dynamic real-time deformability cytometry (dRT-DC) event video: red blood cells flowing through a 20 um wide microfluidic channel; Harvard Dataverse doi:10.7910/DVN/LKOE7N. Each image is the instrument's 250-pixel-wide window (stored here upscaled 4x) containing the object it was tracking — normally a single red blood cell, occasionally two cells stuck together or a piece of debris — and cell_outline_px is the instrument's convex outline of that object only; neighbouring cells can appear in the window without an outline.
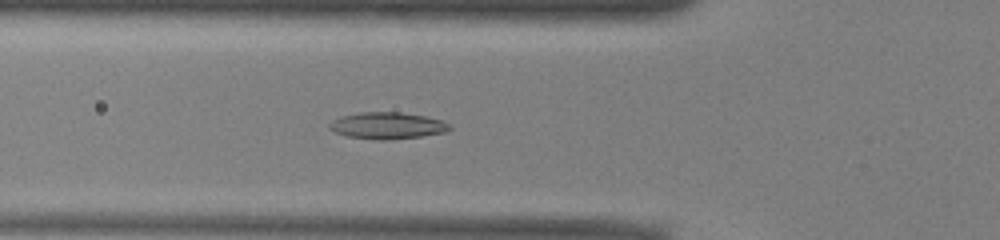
{"species": "common noctule bat (a hibernating species)", "species_latin": "Nyctalus noctula", "temperature_condition": "warm", "stored_images_in_passage": 51, "camera_frame_rate_fps": 3000, "um_per_image_px": 0.085, "animal": {"sex": "male", "body_mass_g": 13.0, "forearm_length_mm": 53.1}, "frame": {"image": 1, "passage_image": 18, "time_ms": 5.667, "image_size_px": [1000, 240], "cell_outline_px": [[452, 128], [444, 132], [420, 136], [384, 140], [376, 140], [344, 136], [328, 128], [328, 124], [332, 120], [344, 116], [360, 112], [400, 112], [424, 116], [440, 120], [448, 124]], "centroid_in_image_um": [32.87, 10.68], "position_along_channel_um": 92.9, "area_um2": 18.5}}
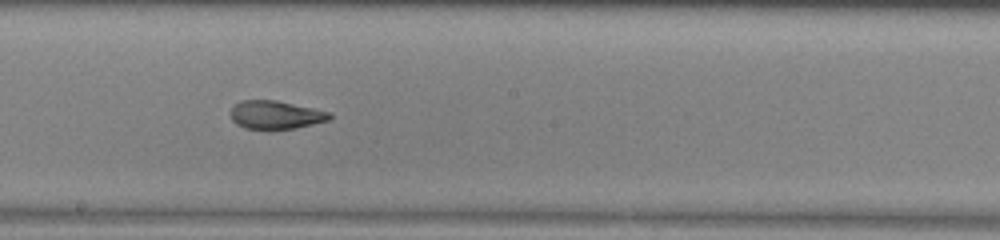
{"frame": {"image": 2, "passage_image": 28, "time_ms": 9.0, "image_size_px": [1000, 240], "cell_outline_px": [[332, 120], [296, 128], [244, 128], [236, 124], [232, 120], [232, 108], [240, 100], [276, 100], [332, 112]], "centroid_in_image_um": [23.49, 9.75], "position_along_channel_um": 224.7, "area_um2": 16.24}}
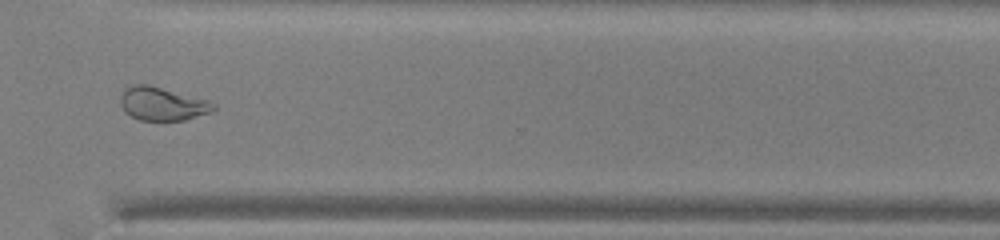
{"frame": {"image": 3, "passage_image": 38, "time_ms": 12.333, "image_size_px": [1000, 240], "cell_outline_px": [[216, 108], [212, 112], [184, 120], [140, 120], [124, 112], [120, 104], [120, 96], [124, 88], [132, 84], [148, 84], [208, 100], [216, 104]], "centroid_in_image_um": [13.78, 8.81], "position_along_channel_um": 356.8, "area_um2": 18.21}, "authors_computed_cell_mechanics": {"area_um2": 18.496, "velocity_mm_per_s": 3.9566, "shape_relaxation_time_tau1_ms": null, "shape_relaxation_time_tau2_ms": 1.653, "deformation_change_tau1": null, "deformation_change_tau2": 0.0923}}